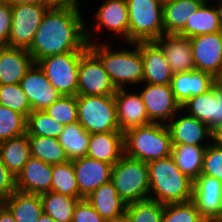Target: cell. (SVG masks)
<instances>
[{
  "label": "cell",
  "mask_w": 222,
  "mask_h": 222,
  "mask_svg": "<svg viewBox=\"0 0 222 222\" xmlns=\"http://www.w3.org/2000/svg\"><path fill=\"white\" fill-rule=\"evenodd\" d=\"M72 222H106L86 198L80 199L75 206Z\"/></svg>",
  "instance_id": "7bdbcfd3"
},
{
  "label": "cell",
  "mask_w": 222,
  "mask_h": 222,
  "mask_svg": "<svg viewBox=\"0 0 222 222\" xmlns=\"http://www.w3.org/2000/svg\"><path fill=\"white\" fill-rule=\"evenodd\" d=\"M95 18L97 23H94V28H89L86 25L88 43H91V31L99 32L105 28L115 32L117 37H124L123 39H125L128 45L129 16L126 0H104L96 12Z\"/></svg>",
  "instance_id": "5bb4252c"
},
{
  "label": "cell",
  "mask_w": 222,
  "mask_h": 222,
  "mask_svg": "<svg viewBox=\"0 0 222 222\" xmlns=\"http://www.w3.org/2000/svg\"><path fill=\"white\" fill-rule=\"evenodd\" d=\"M107 43L98 44L91 41L88 49L101 61L116 89H124L125 85L143 83V60L140 42L133 43L135 50L111 51Z\"/></svg>",
  "instance_id": "3957f363"
},
{
  "label": "cell",
  "mask_w": 222,
  "mask_h": 222,
  "mask_svg": "<svg viewBox=\"0 0 222 222\" xmlns=\"http://www.w3.org/2000/svg\"><path fill=\"white\" fill-rule=\"evenodd\" d=\"M216 83L222 87V70L220 74L216 77Z\"/></svg>",
  "instance_id": "db71d44e"
},
{
  "label": "cell",
  "mask_w": 222,
  "mask_h": 222,
  "mask_svg": "<svg viewBox=\"0 0 222 222\" xmlns=\"http://www.w3.org/2000/svg\"><path fill=\"white\" fill-rule=\"evenodd\" d=\"M77 95L106 96L117 91L101 61L88 49L80 58Z\"/></svg>",
  "instance_id": "30bf717a"
},
{
  "label": "cell",
  "mask_w": 222,
  "mask_h": 222,
  "mask_svg": "<svg viewBox=\"0 0 222 222\" xmlns=\"http://www.w3.org/2000/svg\"><path fill=\"white\" fill-rule=\"evenodd\" d=\"M28 138L32 157L50 165L62 164L69 161L58 138L43 136H28Z\"/></svg>",
  "instance_id": "d6a6232c"
},
{
  "label": "cell",
  "mask_w": 222,
  "mask_h": 222,
  "mask_svg": "<svg viewBox=\"0 0 222 222\" xmlns=\"http://www.w3.org/2000/svg\"><path fill=\"white\" fill-rule=\"evenodd\" d=\"M164 204L145 199L126 205L125 216L129 222H162Z\"/></svg>",
  "instance_id": "d590c367"
},
{
  "label": "cell",
  "mask_w": 222,
  "mask_h": 222,
  "mask_svg": "<svg viewBox=\"0 0 222 222\" xmlns=\"http://www.w3.org/2000/svg\"><path fill=\"white\" fill-rule=\"evenodd\" d=\"M154 42L162 49L173 74L195 70L189 37L163 34Z\"/></svg>",
  "instance_id": "ac0fdd59"
},
{
  "label": "cell",
  "mask_w": 222,
  "mask_h": 222,
  "mask_svg": "<svg viewBox=\"0 0 222 222\" xmlns=\"http://www.w3.org/2000/svg\"><path fill=\"white\" fill-rule=\"evenodd\" d=\"M201 174L214 177L222 182V148L213 143L205 148Z\"/></svg>",
  "instance_id": "b9f144b4"
},
{
  "label": "cell",
  "mask_w": 222,
  "mask_h": 222,
  "mask_svg": "<svg viewBox=\"0 0 222 222\" xmlns=\"http://www.w3.org/2000/svg\"><path fill=\"white\" fill-rule=\"evenodd\" d=\"M65 125L51 118L44 110L32 111L27 116L26 134L28 136H43L58 138Z\"/></svg>",
  "instance_id": "e575fe53"
},
{
  "label": "cell",
  "mask_w": 222,
  "mask_h": 222,
  "mask_svg": "<svg viewBox=\"0 0 222 222\" xmlns=\"http://www.w3.org/2000/svg\"><path fill=\"white\" fill-rule=\"evenodd\" d=\"M52 167L31 156L16 177L17 190L36 195L48 193L51 191Z\"/></svg>",
  "instance_id": "ffe728a7"
},
{
  "label": "cell",
  "mask_w": 222,
  "mask_h": 222,
  "mask_svg": "<svg viewBox=\"0 0 222 222\" xmlns=\"http://www.w3.org/2000/svg\"><path fill=\"white\" fill-rule=\"evenodd\" d=\"M87 50L86 24L80 9L73 6H53L44 14L27 51L36 63L48 56Z\"/></svg>",
  "instance_id": "6da1fadb"
},
{
  "label": "cell",
  "mask_w": 222,
  "mask_h": 222,
  "mask_svg": "<svg viewBox=\"0 0 222 222\" xmlns=\"http://www.w3.org/2000/svg\"><path fill=\"white\" fill-rule=\"evenodd\" d=\"M216 84V78L208 72L193 70L175 73L170 87L176 102L182 106L190 98L198 96Z\"/></svg>",
  "instance_id": "d6986e66"
},
{
  "label": "cell",
  "mask_w": 222,
  "mask_h": 222,
  "mask_svg": "<svg viewBox=\"0 0 222 222\" xmlns=\"http://www.w3.org/2000/svg\"><path fill=\"white\" fill-rule=\"evenodd\" d=\"M0 105L19 112L26 118L32 112L31 105L20 84L0 85Z\"/></svg>",
  "instance_id": "74e56055"
},
{
  "label": "cell",
  "mask_w": 222,
  "mask_h": 222,
  "mask_svg": "<svg viewBox=\"0 0 222 222\" xmlns=\"http://www.w3.org/2000/svg\"><path fill=\"white\" fill-rule=\"evenodd\" d=\"M128 44L156 41L164 34L161 0H126Z\"/></svg>",
  "instance_id": "5b68a950"
},
{
  "label": "cell",
  "mask_w": 222,
  "mask_h": 222,
  "mask_svg": "<svg viewBox=\"0 0 222 222\" xmlns=\"http://www.w3.org/2000/svg\"><path fill=\"white\" fill-rule=\"evenodd\" d=\"M172 141L166 124L150 123L124 133V154L149 162L171 156Z\"/></svg>",
  "instance_id": "277c9868"
},
{
  "label": "cell",
  "mask_w": 222,
  "mask_h": 222,
  "mask_svg": "<svg viewBox=\"0 0 222 222\" xmlns=\"http://www.w3.org/2000/svg\"><path fill=\"white\" fill-rule=\"evenodd\" d=\"M212 142L215 146L222 148V125L212 130Z\"/></svg>",
  "instance_id": "681fc988"
},
{
  "label": "cell",
  "mask_w": 222,
  "mask_h": 222,
  "mask_svg": "<svg viewBox=\"0 0 222 222\" xmlns=\"http://www.w3.org/2000/svg\"><path fill=\"white\" fill-rule=\"evenodd\" d=\"M207 1L209 3V0H205V2H207ZM218 2H220V3H218V5L222 7V0H219Z\"/></svg>",
  "instance_id": "11a10c76"
},
{
  "label": "cell",
  "mask_w": 222,
  "mask_h": 222,
  "mask_svg": "<svg viewBox=\"0 0 222 222\" xmlns=\"http://www.w3.org/2000/svg\"><path fill=\"white\" fill-rule=\"evenodd\" d=\"M212 130L222 125V87L217 83L212 87Z\"/></svg>",
  "instance_id": "bcb514c9"
},
{
  "label": "cell",
  "mask_w": 222,
  "mask_h": 222,
  "mask_svg": "<svg viewBox=\"0 0 222 222\" xmlns=\"http://www.w3.org/2000/svg\"><path fill=\"white\" fill-rule=\"evenodd\" d=\"M60 124L68 125L77 122V96H61L44 110Z\"/></svg>",
  "instance_id": "f35d334b"
},
{
  "label": "cell",
  "mask_w": 222,
  "mask_h": 222,
  "mask_svg": "<svg viewBox=\"0 0 222 222\" xmlns=\"http://www.w3.org/2000/svg\"><path fill=\"white\" fill-rule=\"evenodd\" d=\"M205 222H221V221H205Z\"/></svg>",
  "instance_id": "9f6ffc18"
},
{
  "label": "cell",
  "mask_w": 222,
  "mask_h": 222,
  "mask_svg": "<svg viewBox=\"0 0 222 222\" xmlns=\"http://www.w3.org/2000/svg\"><path fill=\"white\" fill-rule=\"evenodd\" d=\"M194 203L190 200L182 203L164 205L162 222H205Z\"/></svg>",
  "instance_id": "ab89813d"
},
{
  "label": "cell",
  "mask_w": 222,
  "mask_h": 222,
  "mask_svg": "<svg viewBox=\"0 0 222 222\" xmlns=\"http://www.w3.org/2000/svg\"><path fill=\"white\" fill-rule=\"evenodd\" d=\"M12 26L11 5L0 0V47L8 46V39Z\"/></svg>",
  "instance_id": "ee69618b"
},
{
  "label": "cell",
  "mask_w": 222,
  "mask_h": 222,
  "mask_svg": "<svg viewBox=\"0 0 222 222\" xmlns=\"http://www.w3.org/2000/svg\"><path fill=\"white\" fill-rule=\"evenodd\" d=\"M78 122L90 134L121 132L114 95H77Z\"/></svg>",
  "instance_id": "52a82bcc"
},
{
  "label": "cell",
  "mask_w": 222,
  "mask_h": 222,
  "mask_svg": "<svg viewBox=\"0 0 222 222\" xmlns=\"http://www.w3.org/2000/svg\"><path fill=\"white\" fill-rule=\"evenodd\" d=\"M124 155V133H92L87 155L98 161L114 165Z\"/></svg>",
  "instance_id": "d4e9b609"
},
{
  "label": "cell",
  "mask_w": 222,
  "mask_h": 222,
  "mask_svg": "<svg viewBox=\"0 0 222 222\" xmlns=\"http://www.w3.org/2000/svg\"><path fill=\"white\" fill-rule=\"evenodd\" d=\"M0 222H16L9 209L0 202Z\"/></svg>",
  "instance_id": "7dc6e473"
},
{
  "label": "cell",
  "mask_w": 222,
  "mask_h": 222,
  "mask_svg": "<svg viewBox=\"0 0 222 222\" xmlns=\"http://www.w3.org/2000/svg\"><path fill=\"white\" fill-rule=\"evenodd\" d=\"M195 70L215 78L222 70V31L190 38Z\"/></svg>",
  "instance_id": "4fadbf2b"
},
{
  "label": "cell",
  "mask_w": 222,
  "mask_h": 222,
  "mask_svg": "<svg viewBox=\"0 0 222 222\" xmlns=\"http://www.w3.org/2000/svg\"><path fill=\"white\" fill-rule=\"evenodd\" d=\"M191 201L206 221L222 222L221 181L201 174L193 181Z\"/></svg>",
  "instance_id": "7c38bea8"
},
{
  "label": "cell",
  "mask_w": 222,
  "mask_h": 222,
  "mask_svg": "<svg viewBox=\"0 0 222 222\" xmlns=\"http://www.w3.org/2000/svg\"><path fill=\"white\" fill-rule=\"evenodd\" d=\"M2 203L16 222H37L43 213L40 195L16 190Z\"/></svg>",
  "instance_id": "83f0119b"
},
{
  "label": "cell",
  "mask_w": 222,
  "mask_h": 222,
  "mask_svg": "<svg viewBox=\"0 0 222 222\" xmlns=\"http://www.w3.org/2000/svg\"><path fill=\"white\" fill-rule=\"evenodd\" d=\"M27 118L0 105V142L26 134Z\"/></svg>",
  "instance_id": "8d00e7d4"
},
{
  "label": "cell",
  "mask_w": 222,
  "mask_h": 222,
  "mask_svg": "<svg viewBox=\"0 0 222 222\" xmlns=\"http://www.w3.org/2000/svg\"><path fill=\"white\" fill-rule=\"evenodd\" d=\"M52 4H23L11 6L12 26L8 47L28 50L42 18Z\"/></svg>",
  "instance_id": "9c48e42d"
},
{
  "label": "cell",
  "mask_w": 222,
  "mask_h": 222,
  "mask_svg": "<svg viewBox=\"0 0 222 222\" xmlns=\"http://www.w3.org/2000/svg\"><path fill=\"white\" fill-rule=\"evenodd\" d=\"M34 63L26 49L0 47V85L19 84Z\"/></svg>",
  "instance_id": "603a6c76"
},
{
  "label": "cell",
  "mask_w": 222,
  "mask_h": 222,
  "mask_svg": "<svg viewBox=\"0 0 222 222\" xmlns=\"http://www.w3.org/2000/svg\"><path fill=\"white\" fill-rule=\"evenodd\" d=\"M114 99L121 132L152 123L139 93H129L125 88L117 89Z\"/></svg>",
  "instance_id": "e0dca14e"
},
{
  "label": "cell",
  "mask_w": 222,
  "mask_h": 222,
  "mask_svg": "<svg viewBox=\"0 0 222 222\" xmlns=\"http://www.w3.org/2000/svg\"><path fill=\"white\" fill-rule=\"evenodd\" d=\"M37 222H55L48 214L42 213Z\"/></svg>",
  "instance_id": "816d5d0a"
},
{
  "label": "cell",
  "mask_w": 222,
  "mask_h": 222,
  "mask_svg": "<svg viewBox=\"0 0 222 222\" xmlns=\"http://www.w3.org/2000/svg\"><path fill=\"white\" fill-rule=\"evenodd\" d=\"M16 190V177L7 169L0 157V202Z\"/></svg>",
  "instance_id": "f6af8a7d"
},
{
  "label": "cell",
  "mask_w": 222,
  "mask_h": 222,
  "mask_svg": "<svg viewBox=\"0 0 222 222\" xmlns=\"http://www.w3.org/2000/svg\"><path fill=\"white\" fill-rule=\"evenodd\" d=\"M110 181L126 204L149 199L147 162L124 154L113 165Z\"/></svg>",
  "instance_id": "8992f818"
},
{
  "label": "cell",
  "mask_w": 222,
  "mask_h": 222,
  "mask_svg": "<svg viewBox=\"0 0 222 222\" xmlns=\"http://www.w3.org/2000/svg\"><path fill=\"white\" fill-rule=\"evenodd\" d=\"M86 199L106 221L125 216L127 204L118 195L111 181L98 187Z\"/></svg>",
  "instance_id": "484cf974"
},
{
  "label": "cell",
  "mask_w": 222,
  "mask_h": 222,
  "mask_svg": "<svg viewBox=\"0 0 222 222\" xmlns=\"http://www.w3.org/2000/svg\"><path fill=\"white\" fill-rule=\"evenodd\" d=\"M43 212L55 222H72L74 209L80 198L49 191L40 195Z\"/></svg>",
  "instance_id": "1f68e13d"
},
{
  "label": "cell",
  "mask_w": 222,
  "mask_h": 222,
  "mask_svg": "<svg viewBox=\"0 0 222 222\" xmlns=\"http://www.w3.org/2000/svg\"><path fill=\"white\" fill-rule=\"evenodd\" d=\"M205 0H169L163 2L164 34H178L188 18L196 12Z\"/></svg>",
  "instance_id": "4316f807"
},
{
  "label": "cell",
  "mask_w": 222,
  "mask_h": 222,
  "mask_svg": "<svg viewBox=\"0 0 222 222\" xmlns=\"http://www.w3.org/2000/svg\"><path fill=\"white\" fill-rule=\"evenodd\" d=\"M175 117L176 116H174L171 121L166 124L171 136L172 146H204L202 144L204 142V138H209L211 140L212 131L205 123L200 122L197 118L189 114L176 119Z\"/></svg>",
  "instance_id": "44dd1931"
},
{
  "label": "cell",
  "mask_w": 222,
  "mask_h": 222,
  "mask_svg": "<svg viewBox=\"0 0 222 222\" xmlns=\"http://www.w3.org/2000/svg\"><path fill=\"white\" fill-rule=\"evenodd\" d=\"M0 157L3 164L15 176L31 157L30 142L27 134L0 142Z\"/></svg>",
  "instance_id": "f1b7e54d"
},
{
  "label": "cell",
  "mask_w": 222,
  "mask_h": 222,
  "mask_svg": "<svg viewBox=\"0 0 222 222\" xmlns=\"http://www.w3.org/2000/svg\"><path fill=\"white\" fill-rule=\"evenodd\" d=\"M75 177L79 188V198L89 196L103 184L110 182L112 164L88 156L72 160Z\"/></svg>",
  "instance_id": "2e32d148"
},
{
  "label": "cell",
  "mask_w": 222,
  "mask_h": 222,
  "mask_svg": "<svg viewBox=\"0 0 222 222\" xmlns=\"http://www.w3.org/2000/svg\"><path fill=\"white\" fill-rule=\"evenodd\" d=\"M106 222H129V220L127 219L126 216H123L119 219H116V220H112V221H106Z\"/></svg>",
  "instance_id": "f5cc1de1"
},
{
  "label": "cell",
  "mask_w": 222,
  "mask_h": 222,
  "mask_svg": "<svg viewBox=\"0 0 222 222\" xmlns=\"http://www.w3.org/2000/svg\"><path fill=\"white\" fill-rule=\"evenodd\" d=\"M53 6H73L79 8L78 0H49Z\"/></svg>",
  "instance_id": "f907efd6"
},
{
  "label": "cell",
  "mask_w": 222,
  "mask_h": 222,
  "mask_svg": "<svg viewBox=\"0 0 222 222\" xmlns=\"http://www.w3.org/2000/svg\"><path fill=\"white\" fill-rule=\"evenodd\" d=\"M143 60V82L149 84H170L173 73L162 49L154 42H140Z\"/></svg>",
  "instance_id": "7402d4cb"
},
{
  "label": "cell",
  "mask_w": 222,
  "mask_h": 222,
  "mask_svg": "<svg viewBox=\"0 0 222 222\" xmlns=\"http://www.w3.org/2000/svg\"><path fill=\"white\" fill-rule=\"evenodd\" d=\"M11 6L23 4H51L49 0H4Z\"/></svg>",
  "instance_id": "c3c4849f"
},
{
  "label": "cell",
  "mask_w": 222,
  "mask_h": 222,
  "mask_svg": "<svg viewBox=\"0 0 222 222\" xmlns=\"http://www.w3.org/2000/svg\"><path fill=\"white\" fill-rule=\"evenodd\" d=\"M32 111H42L62 95L50 84L44 72L34 63L20 81Z\"/></svg>",
  "instance_id": "9a60e30c"
},
{
  "label": "cell",
  "mask_w": 222,
  "mask_h": 222,
  "mask_svg": "<svg viewBox=\"0 0 222 222\" xmlns=\"http://www.w3.org/2000/svg\"><path fill=\"white\" fill-rule=\"evenodd\" d=\"M85 52L70 51L56 54L40 59L36 63L62 96H77L79 62Z\"/></svg>",
  "instance_id": "ba28073f"
},
{
  "label": "cell",
  "mask_w": 222,
  "mask_h": 222,
  "mask_svg": "<svg viewBox=\"0 0 222 222\" xmlns=\"http://www.w3.org/2000/svg\"><path fill=\"white\" fill-rule=\"evenodd\" d=\"M147 166L149 199L164 205L192 199L193 180L182 173L172 156L149 161Z\"/></svg>",
  "instance_id": "7a4b0ae2"
},
{
  "label": "cell",
  "mask_w": 222,
  "mask_h": 222,
  "mask_svg": "<svg viewBox=\"0 0 222 222\" xmlns=\"http://www.w3.org/2000/svg\"><path fill=\"white\" fill-rule=\"evenodd\" d=\"M146 106L148 118L152 123L167 124L183 111L176 102L170 84H145V88L139 92Z\"/></svg>",
  "instance_id": "8fae6325"
},
{
  "label": "cell",
  "mask_w": 222,
  "mask_h": 222,
  "mask_svg": "<svg viewBox=\"0 0 222 222\" xmlns=\"http://www.w3.org/2000/svg\"><path fill=\"white\" fill-rule=\"evenodd\" d=\"M209 7L208 2H204L196 12L187 19L184 28L178 33L186 37H194L204 34L222 31V7Z\"/></svg>",
  "instance_id": "cb8c5ba5"
},
{
  "label": "cell",
  "mask_w": 222,
  "mask_h": 222,
  "mask_svg": "<svg viewBox=\"0 0 222 222\" xmlns=\"http://www.w3.org/2000/svg\"><path fill=\"white\" fill-rule=\"evenodd\" d=\"M187 110V114L197 118L200 122L205 123L212 131V88L208 91L190 98L181 109Z\"/></svg>",
  "instance_id": "60d3db41"
},
{
  "label": "cell",
  "mask_w": 222,
  "mask_h": 222,
  "mask_svg": "<svg viewBox=\"0 0 222 222\" xmlns=\"http://www.w3.org/2000/svg\"><path fill=\"white\" fill-rule=\"evenodd\" d=\"M51 191L69 197L79 198V188L72 161L53 165Z\"/></svg>",
  "instance_id": "836d02e7"
},
{
  "label": "cell",
  "mask_w": 222,
  "mask_h": 222,
  "mask_svg": "<svg viewBox=\"0 0 222 222\" xmlns=\"http://www.w3.org/2000/svg\"><path fill=\"white\" fill-rule=\"evenodd\" d=\"M205 146L175 145L172 146L171 156L182 173L191 180L201 175Z\"/></svg>",
  "instance_id": "f546056e"
},
{
  "label": "cell",
  "mask_w": 222,
  "mask_h": 222,
  "mask_svg": "<svg viewBox=\"0 0 222 222\" xmlns=\"http://www.w3.org/2000/svg\"><path fill=\"white\" fill-rule=\"evenodd\" d=\"M91 134L79 122L65 125L58 137L60 145L65 150L68 160L82 158L87 155Z\"/></svg>",
  "instance_id": "4dcf8cb0"
}]
</instances>
